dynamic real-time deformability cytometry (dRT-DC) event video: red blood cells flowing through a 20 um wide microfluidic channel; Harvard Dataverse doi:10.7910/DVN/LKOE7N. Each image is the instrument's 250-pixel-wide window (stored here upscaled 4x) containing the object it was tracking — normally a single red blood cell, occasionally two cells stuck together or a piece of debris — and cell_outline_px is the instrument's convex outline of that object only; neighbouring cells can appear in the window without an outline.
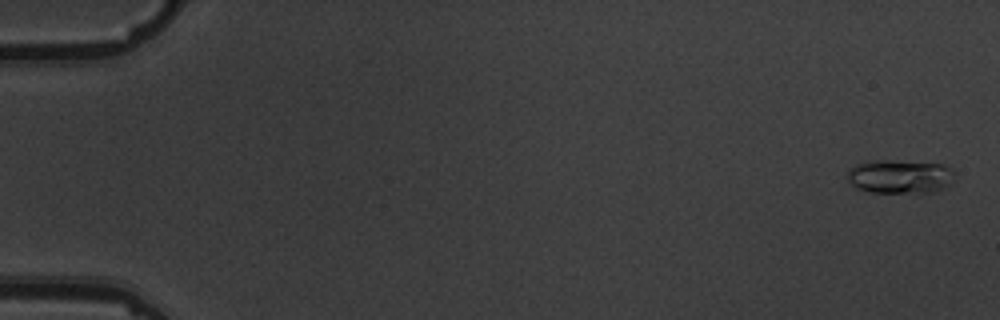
{"species": "common noctule bat (a hibernating species)", "species_latin": "Nyctalus noctula", "temperature_condition": "warm", "stored_images_in_passage": 10, "camera_frame_rate_fps": 3000, "um_per_image_px": 0.085, "animal": {"sex": "male", "body_mass_g": 19.5, "forearm_length_mm": 54.6}, "frame": {"image": 1, "passage_image": 1, "time_ms": 0.0, "image_size_px": [1000, 320], "cell_outline_px": [[952, 184], [936, 192], [868, 192], [856, 188], [848, 180], [848, 168], [864, 160], [888, 160], [940, 164], [952, 168]], "centroid_in_image_um": [76.45, 15.0], "position_along_channel_um": 8.5, "area_um2": 21.21}}
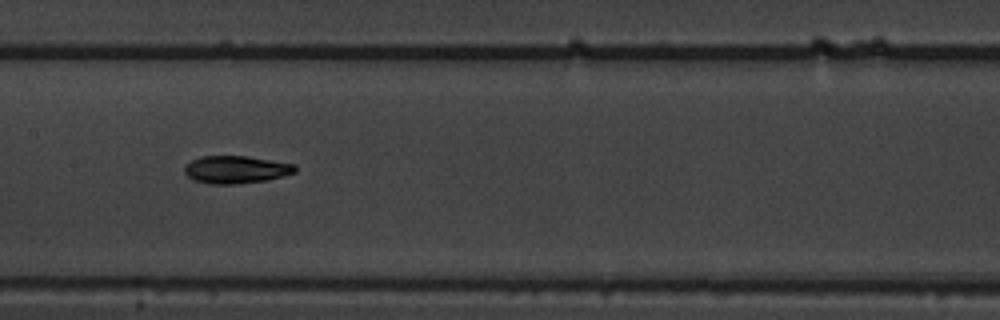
{"frame": {"image": 2, "passage_image": 9, "time_ms": 9.333, "image_size_px": [1000, 320], "cell_outline_px": [[296, 172], [284, 176], [268, 180], [236, 184], [208, 184], [192, 180], [184, 172], [184, 168], [192, 160], [200, 156], [248, 156], [296, 164]], "centroid_in_image_um": [20.07, 14.42], "position_along_channel_um": 187.3, "area_um2": 17.98}}
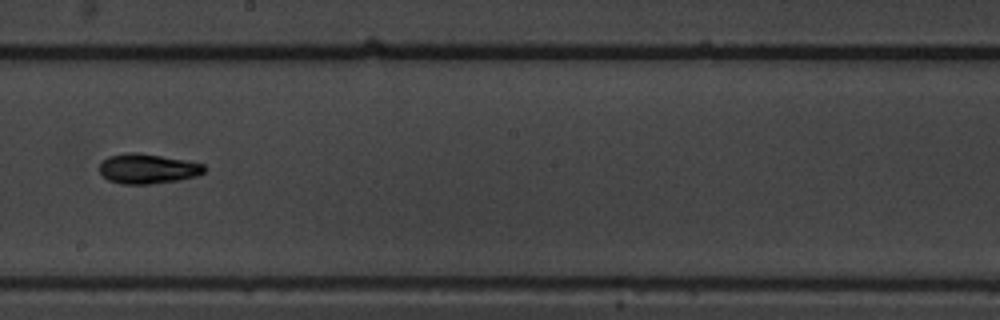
{"frame": {"image": 3, "passage_image": 10, "time_ms": 10.667, "image_size_px": [1000, 320], "cell_outline_px": [[204, 172], [196, 176], [180, 180], [148, 184], [124, 184], [108, 180], [100, 172], [100, 164], [108, 156], [128, 152], [136, 152], [188, 160], [204, 164]], "centroid_in_image_um": [12.56, 14.33], "position_along_channel_um": 235.6, "area_um2": 18.21}}